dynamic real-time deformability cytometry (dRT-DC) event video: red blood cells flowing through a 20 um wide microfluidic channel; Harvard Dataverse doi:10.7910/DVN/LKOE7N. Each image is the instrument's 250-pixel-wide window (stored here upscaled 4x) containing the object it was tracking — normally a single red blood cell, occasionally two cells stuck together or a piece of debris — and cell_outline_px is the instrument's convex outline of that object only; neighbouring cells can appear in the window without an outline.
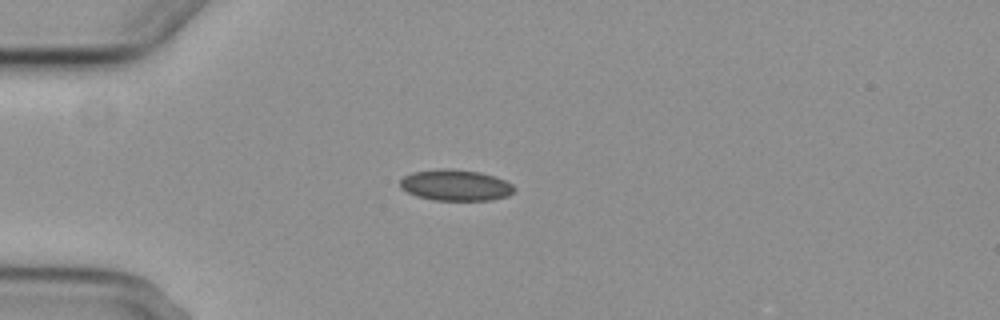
{"species": "common noctule bat (a hibernating species)", "species_latin": "Nyctalus noctula", "temperature_condition": "cold", "stored_images_in_passage": 6, "camera_frame_rate_fps": 3000, "um_per_image_px": 0.085, "animal": {"sex": "female", "body_mass_g": 29.2, "forearm_length_mm": 56.3}, "frame": {"image": 1, "passage_image": 1, "time_ms": 0.0, "image_size_px": [1000, 320], "cell_outline_px": [[516, 188], [508, 196], [492, 200], [432, 200], [416, 196], [400, 188], [400, 180], [404, 176], [412, 172], [440, 168], [448, 168], [480, 172], [496, 176], [512, 184]], "centroid_in_image_um": [38.72, 15.74], "position_along_channel_um": 46.3, "area_um2": 20.87}}
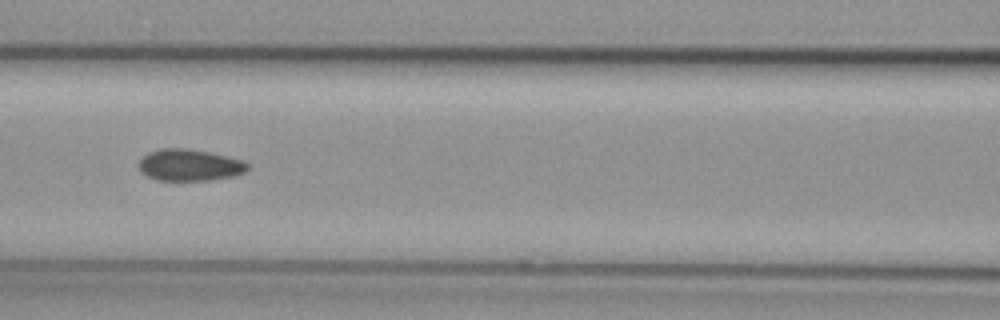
{"frame": {"image": 2, "passage_image": 4, "time_ms": 3.333, "image_size_px": [1000, 320], "cell_outline_px": [[248, 168], [244, 172], [232, 176], [208, 180], [156, 180], [140, 172], [140, 160], [148, 152], [160, 148], [188, 148], [208, 152], [244, 160], [248, 164]], "centroid_in_image_um": [16.1, 14.02], "position_along_channel_um": 150.5, "area_um2": 19.94}}
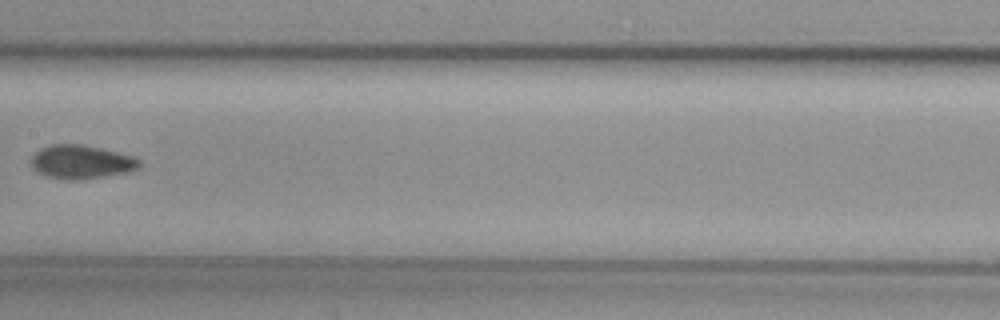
{"frame": {"image": 3, "passage_image": 5, "time_ms": 4.667, "image_size_px": [1000, 320], "cell_outline_px": [[140, 164], [136, 168], [128, 172], [104, 176], [76, 180], [68, 180], [44, 176], [36, 172], [32, 168], [32, 156], [40, 148], [52, 144], [80, 144], [100, 148], [132, 156], [140, 160]], "centroid_in_image_um": [6.85, 13.77], "position_along_channel_um": 200.5, "area_um2": 21.1}}